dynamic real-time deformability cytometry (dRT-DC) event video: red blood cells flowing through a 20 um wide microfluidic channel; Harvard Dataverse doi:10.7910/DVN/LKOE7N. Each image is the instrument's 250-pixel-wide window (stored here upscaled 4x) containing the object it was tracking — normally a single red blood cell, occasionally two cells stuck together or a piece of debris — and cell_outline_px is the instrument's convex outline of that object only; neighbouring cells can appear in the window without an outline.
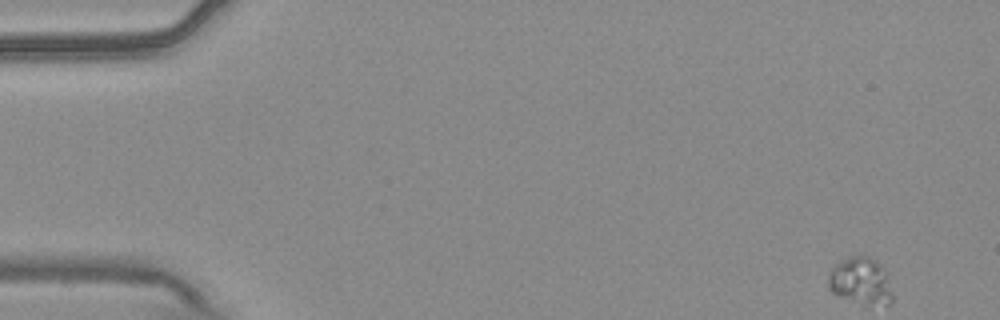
{"species": "common noctule bat (a hibernating species)", "species_latin": "Nyctalus noctula", "temperature_condition": "warm", "stored_images_in_passage": 53, "camera_frame_rate_fps": 3000, "um_per_image_px": 0.085, "animal": {"sex": "male", "body_mass_g": 20.4}, "frame": {"image": 1, "passage_image": 1, "time_ms": 0.0, "image_size_px": [1000, 320], "cell_outline_px": [[892, 300], [888, 304], [884, 304], [836, 296], [828, 288], [828, 276], [832, 268], [836, 264], [852, 256], [864, 256], [880, 264], [884, 268], [892, 296]], "centroid_in_image_um": [73.11, 23.85], "position_along_channel_um": 11.9, "area_um2": 16.59}}
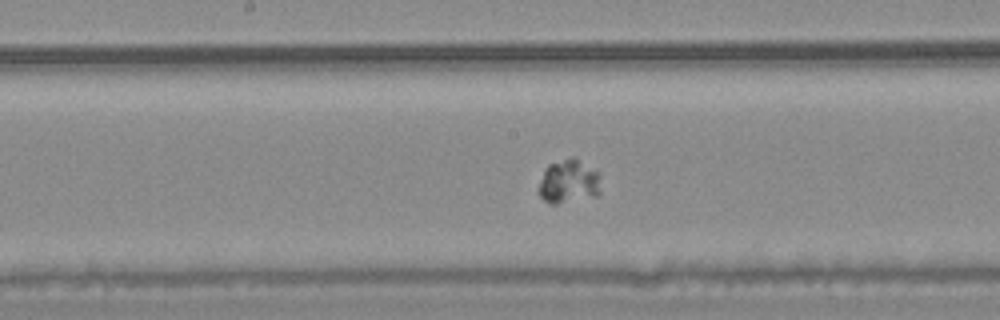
{"frame": {"image": 2, "passage_image": 27, "time_ms": 8.667, "image_size_px": [1000, 320], "cell_outline_px": [[600, 196], [556, 204], [548, 204], [536, 192], [544, 168], [548, 164], [572, 156], [576, 156], [600, 172]], "centroid_in_image_um": [48.35, 15.42], "position_along_channel_um": 199.8, "area_um2": 16.65}}
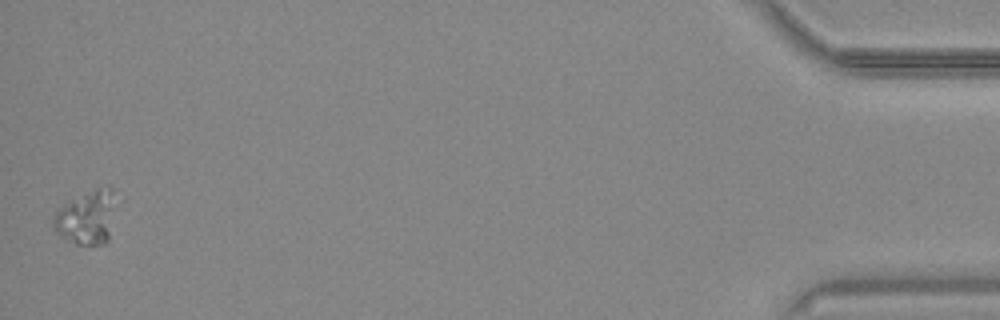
{"frame": {"image": 3, "passage_image": 53, "time_ms": 17.333, "image_size_px": [1000, 320], "cell_outline_px": [[112, 192], [108, 240], [104, 244], [76, 244], [60, 236], [56, 232], [52, 224], [52, 216], [60, 208], [72, 200], [108, 184], [112, 188]], "centroid_in_image_um": [7.28, 18.52], "position_along_channel_um": 427.9, "area_um2": 18.44}}